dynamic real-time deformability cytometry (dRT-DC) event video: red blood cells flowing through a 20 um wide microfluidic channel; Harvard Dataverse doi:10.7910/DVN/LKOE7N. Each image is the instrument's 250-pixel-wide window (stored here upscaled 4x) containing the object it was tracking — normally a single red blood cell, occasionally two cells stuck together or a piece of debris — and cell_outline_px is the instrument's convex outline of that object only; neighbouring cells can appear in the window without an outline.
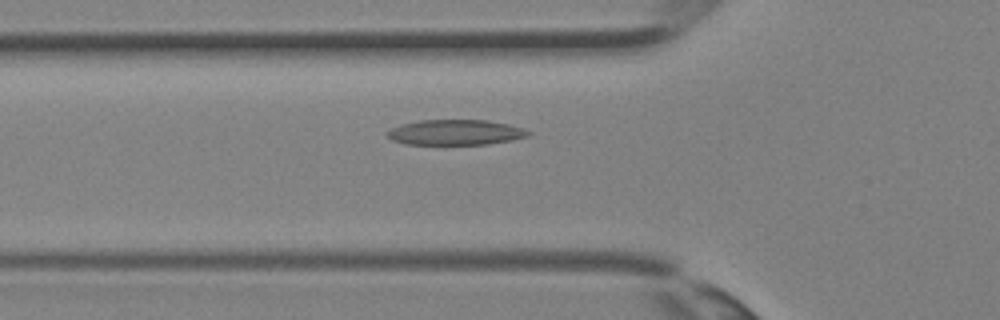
{"species": "Egyptian fruit bat (a non-hibernating species)", "species_latin": "Rousettus aegyptiacus", "temperature_condition": "room temperature", "stored_images_in_passage": 24, "camera_frame_rate_fps": 3000, "um_per_image_px": 0.085, "animal": {"sex": "female"}, "frame": {"image": 1, "passage_image": 4, "time_ms": 1.0, "image_size_px": [1000, 320], "cell_outline_px": [[532, 132], [528, 136], [512, 140], [488, 144], [404, 144], [392, 140], [388, 136], [388, 132], [392, 128], [400, 124], [420, 120], [488, 120], [508, 124], [524, 128]], "centroid_in_image_um": [38.74, 11.25], "position_along_channel_um": 87.1, "area_um2": 20.81}}
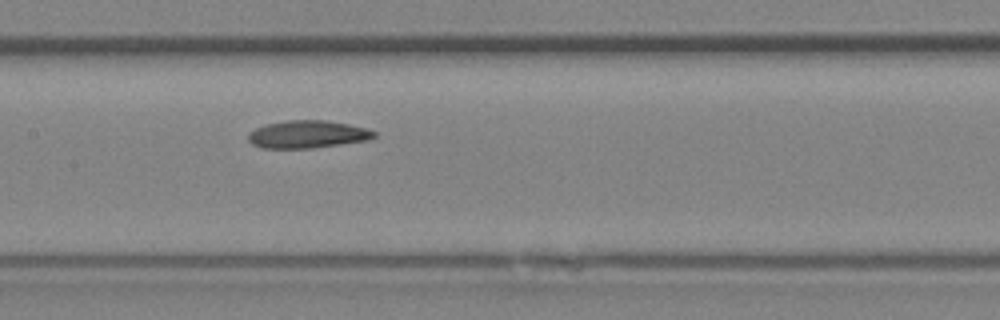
{"frame": {"image": 2, "passage_image": 9, "time_ms": 2.667, "image_size_px": [1000, 320], "cell_outline_px": [[376, 136], [368, 140], [312, 148], [260, 148], [252, 144], [248, 140], [248, 132], [256, 128], [268, 124], [288, 120], [324, 120], [348, 124], [368, 128], [376, 132]], "centroid_in_image_um": [26.14, 11.42], "position_along_channel_um": 181.3, "area_um2": 20.23}}
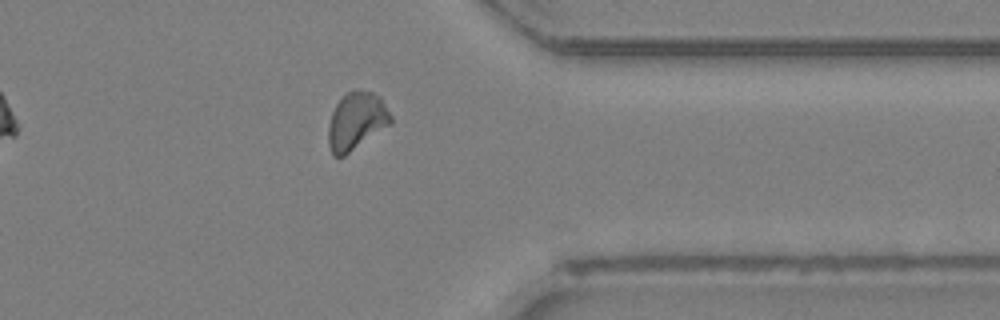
{"frame": {"image": 3, "passage_image": 20, "time_ms": 6.333, "image_size_px": [1000, 320], "cell_outline_px": [[392, 124], [344, 156], [332, 156], [328, 144], [328, 124], [332, 112], [336, 104], [352, 88], [360, 88], [372, 92], [380, 96], [392, 116]], "centroid_in_image_um": [30.3, 10.27], "position_along_channel_um": 381.1, "area_um2": 21.27}}